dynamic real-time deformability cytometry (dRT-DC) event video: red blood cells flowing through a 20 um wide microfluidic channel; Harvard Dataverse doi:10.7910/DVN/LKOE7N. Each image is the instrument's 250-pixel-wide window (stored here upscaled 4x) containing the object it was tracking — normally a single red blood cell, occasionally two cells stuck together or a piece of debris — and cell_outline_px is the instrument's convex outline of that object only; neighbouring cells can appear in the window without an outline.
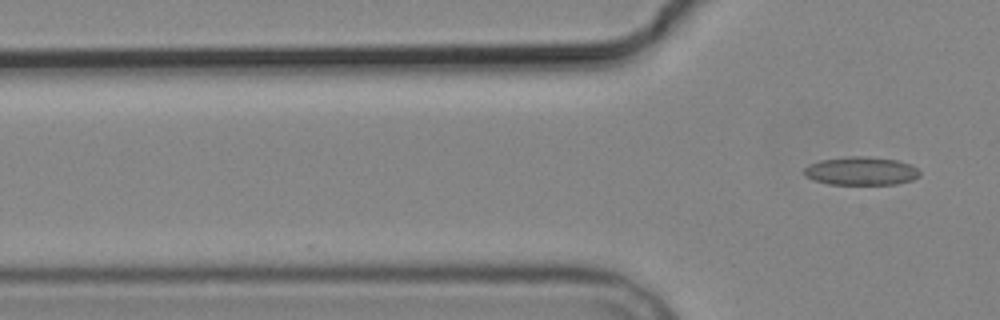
{"species": "common noctule bat (a hibernating species)", "species_latin": "Nyctalus noctula", "temperature_condition": "cold", "stored_images_in_passage": 6, "segment_of_instrument_passage": [2, 2], "camera_frame_rate_fps": 3000, "um_per_image_px": 0.085, "animal": {"sex": "male", "body_mass_g": 19.2, "forearm_length_mm": 51.8}, "frame": {"image": 1, "passage_image": 6, "time_ms": 6.0, "image_size_px": [1000, 320], "cell_outline_px": [[920, 176], [912, 180], [896, 184], [828, 184], [804, 176], [804, 168], [808, 164], [820, 160], [848, 156], [868, 156], [896, 160], [912, 164], [920, 172]], "centroid_in_image_um": [73.19, 14.52], "position_along_channel_um": 52.6, "area_um2": 19.19}}